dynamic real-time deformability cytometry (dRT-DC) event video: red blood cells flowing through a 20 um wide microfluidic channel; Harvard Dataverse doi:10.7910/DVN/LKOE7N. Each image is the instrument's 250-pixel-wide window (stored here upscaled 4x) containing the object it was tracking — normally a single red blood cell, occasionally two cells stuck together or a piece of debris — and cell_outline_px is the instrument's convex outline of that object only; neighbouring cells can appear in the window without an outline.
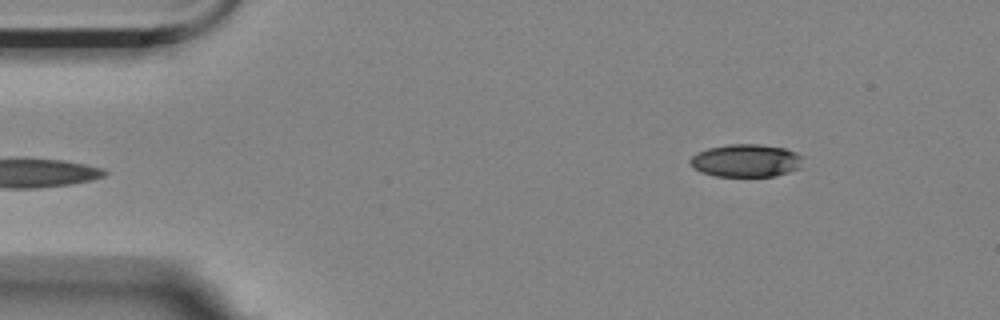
{"species": "Egyptian fruit bat (a non-hibernating species)", "species_latin": "Rousettus aegyptiacus", "temperature_condition": "room temperature", "stored_images_in_passage": 4, "camera_frame_rate_fps": 3000, "um_per_image_px": 0.085, "animal": {"sex": "female"}, "frame": {"image": 1, "passage_image": 4, "time_ms": 1.0, "image_size_px": [1000, 320], "cell_outline_px": [[800, 168], [776, 176], [716, 176], [700, 172], [692, 168], [688, 160], [692, 156], [708, 148], [728, 144], [760, 144], [784, 148], [796, 152], [800, 156]], "centroid_in_image_um": [63.37, 13.65], "position_along_channel_um": 21.6, "area_um2": 21.5}}